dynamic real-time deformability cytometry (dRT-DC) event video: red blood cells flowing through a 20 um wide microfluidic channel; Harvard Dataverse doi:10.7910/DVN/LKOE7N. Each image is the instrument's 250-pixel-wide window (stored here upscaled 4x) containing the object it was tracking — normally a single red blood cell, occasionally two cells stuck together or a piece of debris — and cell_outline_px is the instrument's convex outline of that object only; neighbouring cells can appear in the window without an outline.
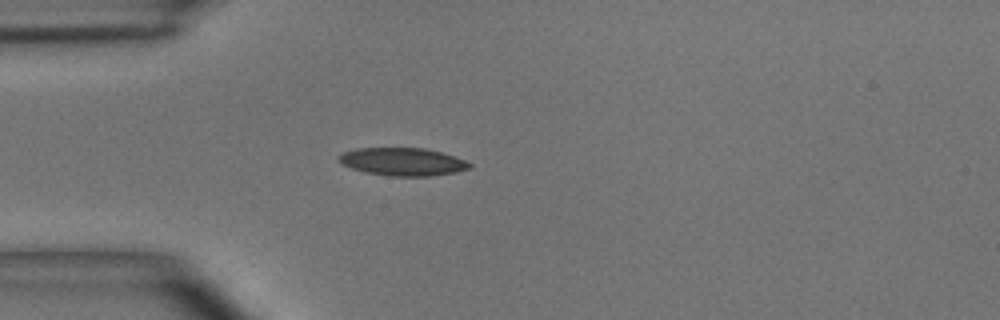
{"species": "common noctule bat (a hibernating species)", "species_latin": "Nyctalus noctula", "temperature_condition": "room temperature", "stored_images_in_passage": 1, "camera_frame_rate_fps": 3000, "um_per_image_px": 0.085, "animal": {"sex": "male", "body_mass_g": 15.6}, "frame": {"image": 1, "passage_image": 1, "time_ms": 0.0, "image_size_px": [1000, 320], "cell_outline_px": [[472, 168], [456, 172], [432, 176], [392, 176], [364, 172], [352, 168], [336, 160], [336, 156], [344, 152], [356, 148], [424, 148], [440, 152], [464, 160], [472, 164]], "centroid_in_image_um": [34.21, 13.75], "position_along_channel_um": 50.8, "area_um2": 21.21}}